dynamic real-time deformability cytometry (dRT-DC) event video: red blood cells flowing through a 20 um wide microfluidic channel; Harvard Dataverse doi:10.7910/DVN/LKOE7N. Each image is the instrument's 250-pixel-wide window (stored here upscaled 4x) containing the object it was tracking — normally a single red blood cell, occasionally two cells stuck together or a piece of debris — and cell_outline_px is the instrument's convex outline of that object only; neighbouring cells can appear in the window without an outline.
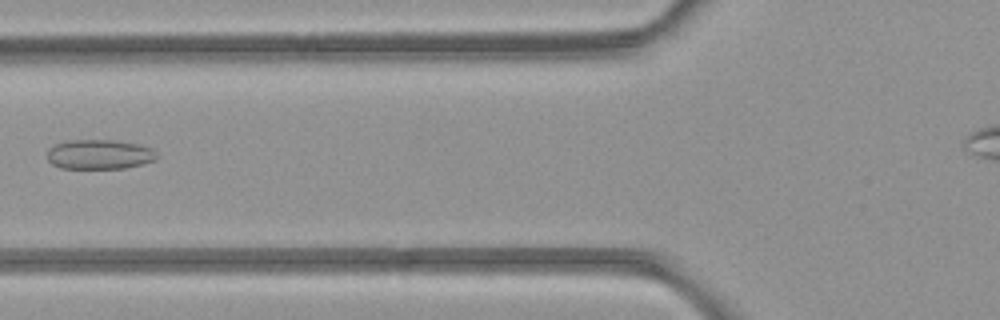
{"species": "common noctule bat (a hibernating species)", "species_latin": "Nyctalus noctula", "temperature_condition": "room temperature", "stored_images_in_passage": 3, "camera_frame_rate_fps": 3000, "um_per_image_px": 0.085, "animal": {"sex": "female", "body_mass_g": 21.9}, "frame": {"image": 1, "passage_image": 2, "time_ms": 1.333, "image_size_px": [1000, 320], "cell_outline_px": [[156, 160], [124, 168], [60, 168], [52, 164], [48, 160], [48, 148], [56, 144], [68, 140], [112, 140], [140, 144], [152, 148], [156, 152]], "centroid_in_image_um": [8.44, 13.11], "position_along_channel_um": 117.4, "area_um2": 18.9}}
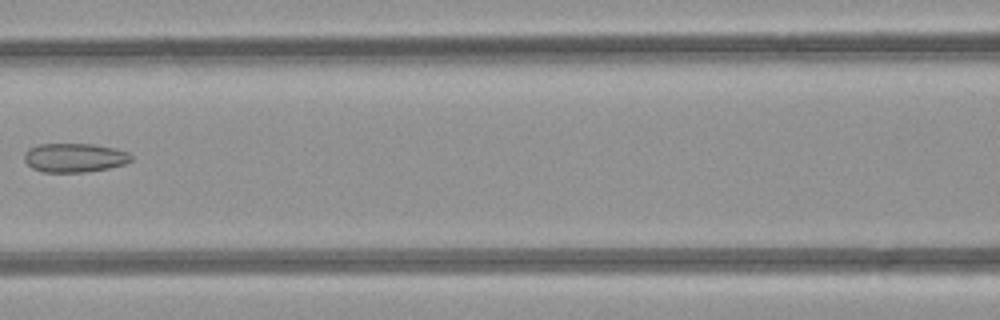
{"frame": {"image": 2, "passage_image": 3, "time_ms": 2.333, "image_size_px": [1000, 320], "cell_outline_px": [[132, 160], [124, 164], [108, 168], [84, 172], [44, 172], [32, 168], [24, 160], [24, 152], [28, 148], [40, 144], [92, 144], [112, 148], [128, 152], [132, 156]], "centroid_in_image_um": [6.31, 13.4], "position_along_channel_um": 160.3, "area_um2": 17.98}}